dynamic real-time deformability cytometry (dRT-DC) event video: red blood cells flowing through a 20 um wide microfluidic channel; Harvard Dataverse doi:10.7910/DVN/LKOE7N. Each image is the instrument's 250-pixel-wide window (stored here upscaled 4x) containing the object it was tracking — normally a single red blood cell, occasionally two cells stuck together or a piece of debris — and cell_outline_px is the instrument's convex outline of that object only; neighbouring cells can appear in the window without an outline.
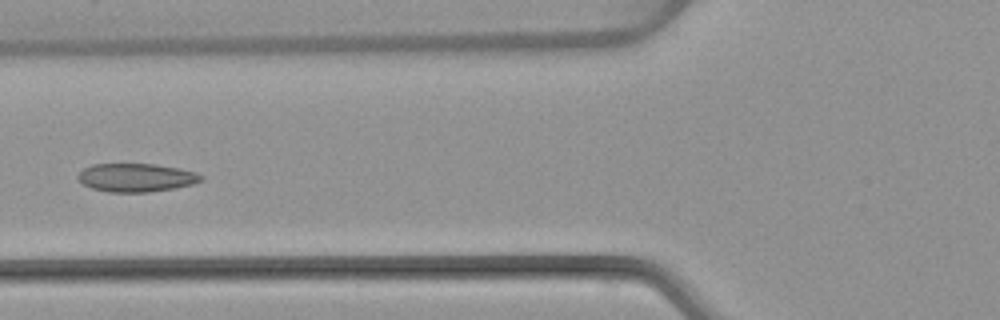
{"species": "common noctule bat (a hibernating species)", "species_latin": "Nyctalus noctula", "temperature_condition": "warm", "stored_images_in_passage": 6, "camera_frame_rate_fps": 3000, "um_per_image_px": 0.085, "animal": {"sex": "female", "body_mass_g": 22.7, "forearm_length_mm": 54.2}, "frame": {"image": 1, "passage_image": 6, "time_ms": 6.667, "image_size_px": [1000, 320], "cell_outline_px": [[204, 180], [192, 184], [176, 188], [148, 192], [108, 192], [92, 188], [84, 184], [76, 176], [84, 168], [92, 164], [156, 164], [180, 168], [196, 172], [204, 176]], "centroid_in_image_um": [11.62, 15.09], "position_along_channel_um": 114.2, "area_um2": 20.46}}